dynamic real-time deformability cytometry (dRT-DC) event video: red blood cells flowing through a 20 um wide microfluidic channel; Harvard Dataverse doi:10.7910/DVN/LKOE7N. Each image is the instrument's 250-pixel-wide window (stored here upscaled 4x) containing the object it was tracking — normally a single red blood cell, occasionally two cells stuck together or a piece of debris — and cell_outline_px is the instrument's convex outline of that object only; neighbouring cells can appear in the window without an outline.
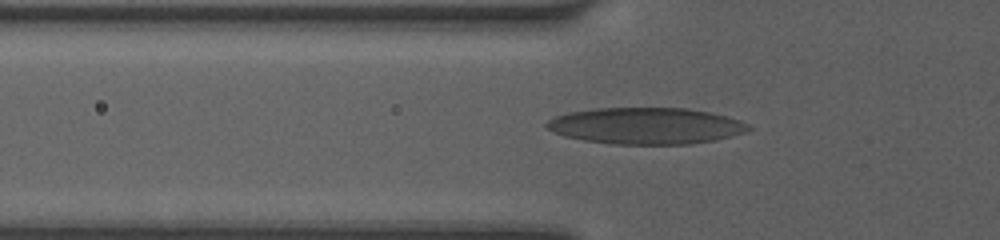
{"species": "human", "species_latin": "Homo sapiens", "temperature_condition": "room temperature", "stored_images_in_passage": 41, "camera_frame_rate_fps": 3000, "um_per_image_px": 0.085, "donor": {"sex": "female"}, "frame": {"image": 1, "passage_image": 12, "time_ms": 3.667, "image_size_px": [1000, 240], "cell_outline_px": [[752, 128], [744, 132], [712, 140], [688, 144], [616, 144], [584, 140], [564, 136], [548, 128], [544, 124], [548, 120], [556, 116], [572, 112], [596, 108], [684, 108], [708, 112], [724, 116], [748, 124]], "centroid_in_image_um": [54.86, 10.69], "position_along_channel_um": 70.9, "area_um2": 42.19}}
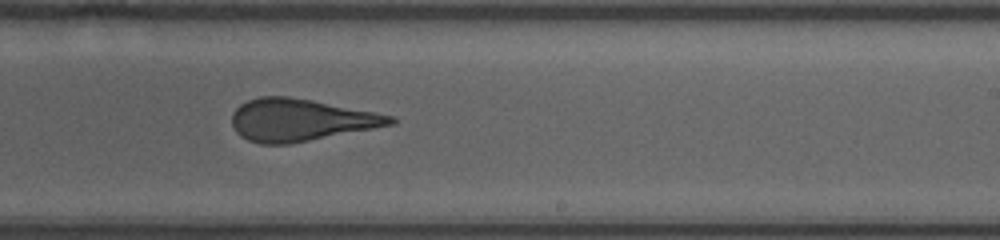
{"frame": {"image": 2, "passage_image": 26, "time_ms": 8.333, "image_size_px": [1000, 240], "cell_outline_px": [[396, 120], [392, 124], [372, 128], [288, 144], [260, 144], [248, 140], [240, 136], [236, 132], [232, 124], [232, 112], [240, 104], [248, 100], [260, 96], [288, 96], [312, 100], [392, 116]], "centroid_in_image_um": [25.44, 10.19], "position_along_channel_um": 263.6, "area_um2": 38.38}}
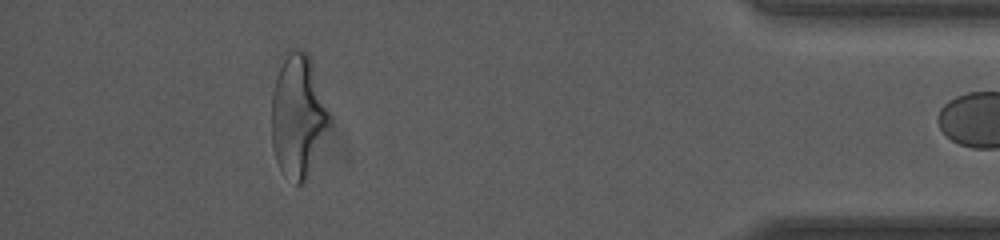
{"frame": {"image": 3, "passage_image": 40, "time_ms": 13.0, "image_size_px": [1000, 240], "cell_outline_px": [[328, 124], [304, 180], [300, 184], [296, 184], [280, 168], [276, 160], [272, 148], [272, 92], [276, 76], [284, 60], [292, 52], [308, 52], [328, 112]], "centroid_in_image_um": [25.27, 9.86], "position_along_channel_um": 409.9, "area_um2": 39.02}}